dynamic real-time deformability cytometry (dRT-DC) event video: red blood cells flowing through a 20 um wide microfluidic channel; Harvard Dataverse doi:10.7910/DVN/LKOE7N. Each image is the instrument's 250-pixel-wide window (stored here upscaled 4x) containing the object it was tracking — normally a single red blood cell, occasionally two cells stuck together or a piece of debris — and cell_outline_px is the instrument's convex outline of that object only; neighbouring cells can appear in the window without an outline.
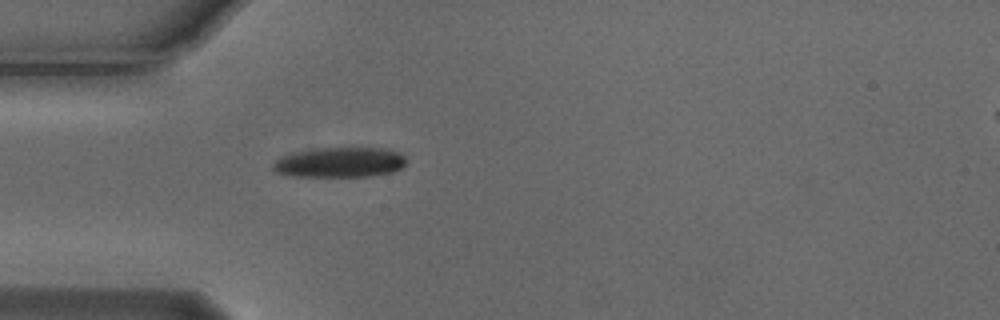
{"species": "Egyptian fruit bat (a non-hibernating species)", "species_latin": "Rousettus aegyptiacus", "temperature_condition": "cold", "stored_images_in_passage": 1, "camera_frame_rate_fps": 3000, "um_per_image_px": 0.085, "animal": {"sex": "male"}, "frame": {"image": 1, "passage_image": 1, "time_ms": 0.0, "image_size_px": [1000, 320], "cell_outline_px": [[408, 160], [400, 168], [392, 172], [368, 176], [292, 176], [276, 172], [272, 168], [272, 164], [280, 156], [300, 152], [324, 148], [388, 148], [400, 152]], "centroid_in_image_um": [28.92, 13.8], "position_along_channel_um": 56.1, "area_um2": 23.18}}